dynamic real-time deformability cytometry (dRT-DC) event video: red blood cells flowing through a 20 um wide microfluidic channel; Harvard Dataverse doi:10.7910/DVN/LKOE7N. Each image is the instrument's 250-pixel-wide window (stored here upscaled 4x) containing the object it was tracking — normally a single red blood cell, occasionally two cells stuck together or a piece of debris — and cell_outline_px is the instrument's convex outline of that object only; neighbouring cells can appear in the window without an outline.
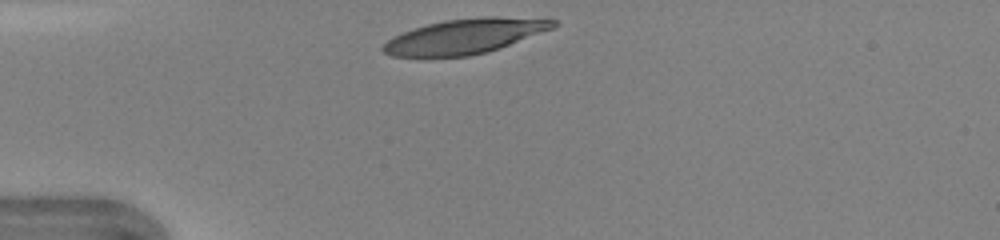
{"species": "human", "species_latin": "Homo sapiens", "temperature_condition": "warm", "stored_images_in_passage": 28, "camera_frame_rate_fps": 3000, "um_per_image_px": 0.085, "donor": {"sex": "female"}, "frame": {"image": 1, "passage_image": 1, "time_ms": 0.0, "image_size_px": [1000, 240], "cell_outline_px": [[560, 24], [552, 28], [488, 52], [468, 56], [392, 56], [384, 52], [380, 48], [392, 36], [428, 24], [444, 20], [484, 16], [496, 16], [556, 20]], "centroid_in_image_um": [39.5, 3.07], "position_along_channel_um": 45.5, "area_um2": 34.1}}
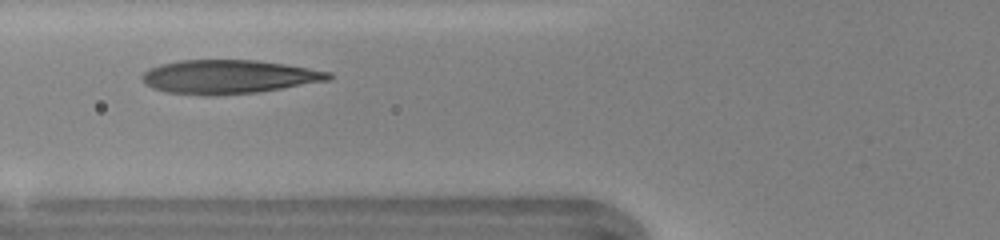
{"frame": {"image": 2, "passage_image": 7, "time_ms": 2.0, "image_size_px": [1000, 240], "cell_outline_px": [[332, 76], [328, 80], [256, 92], [216, 96], [204, 96], [168, 92], [152, 88], [144, 84], [140, 76], [144, 72], [160, 64], [180, 60], [256, 60], [284, 64], [332, 72]], "centroid_in_image_um": [19.38, 6.53], "position_along_channel_um": 106.4, "area_um2": 36.59}}
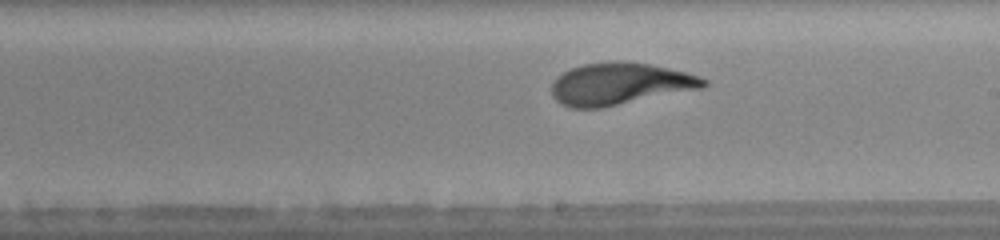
{"frame": {"image": 3, "passage_image": 16, "time_ms": 5.0, "image_size_px": [1000, 240], "cell_outline_px": [[708, 84], [700, 88], [600, 108], [568, 108], [560, 104], [552, 96], [552, 84], [556, 76], [572, 68], [584, 64], [608, 60], [624, 60], [648, 64], [688, 72], [700, 76], [708, 80]], "centroid_in_image_um": [52.65, 7.11], "position_along_channel_um": 236.3, "area_um2": 37.28}, "authors_computed_cell_mechanics": {"area_um2": 36.1828, "velocity_mm_per_s": 4.3192, "shape_relaxation_time_tau1_ms": 3.4425, "shape_relaxation_time_tau2_ms": 0.7136, "deformation_change_tau1": 0.1963, "deformation_change_tau2": 0.0816}}